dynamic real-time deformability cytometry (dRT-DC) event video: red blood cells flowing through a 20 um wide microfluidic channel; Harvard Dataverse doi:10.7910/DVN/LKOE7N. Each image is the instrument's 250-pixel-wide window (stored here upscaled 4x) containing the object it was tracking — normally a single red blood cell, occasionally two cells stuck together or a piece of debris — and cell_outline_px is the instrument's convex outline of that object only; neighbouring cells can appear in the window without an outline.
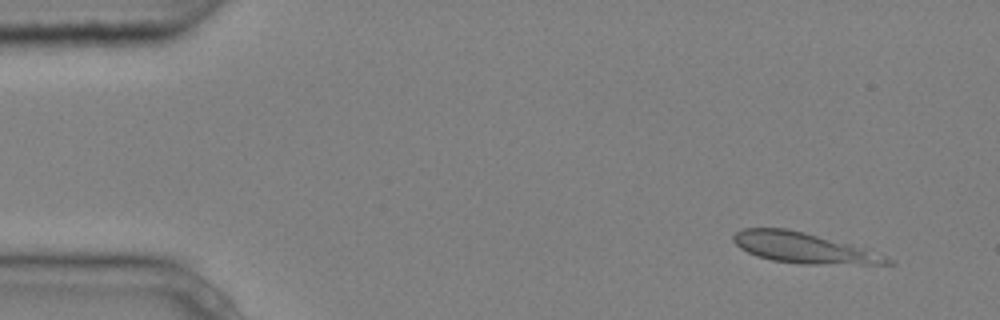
{"species": "common noctule bat (a hibernating species)", "species_latin": "Nyctalus noctula", "temperature_condition": "cold", "stored_images_in_passage": 6, "camera_frame_rate_fps": 3000, "um_per_image_px": 0.085, "animal": {"sex": "male", "body_mass_g": 20.4}, "frame": {"image": 1, "passage_image": 1, "time_ms": 0.0, "image_size_px": [1000, 320], "cell_outline_px": [[896, 264], [800, 264], [772, 260], [756, 256], [740, 248], [732, 240], [732, 236], [740, 228], [788, 228], [872, 248], [896, 260]], "centroid_in_image_um": [68.43, 21.06], "position_along_channel_um": 16.6, "area_um2": 28.21}}